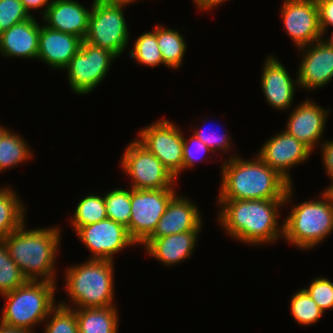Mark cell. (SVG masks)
<instances>
[{
  "mask_svg": "<svg viewBox=\"0 0 333 333\" xmlns=\"http://www.w3.org/2000/svg\"><path fill=\"white\" fill-rule=\"evenodd\" d=\"M293 190L291 185L285 200H217L219 225L229 237L243 244H273L283 239V222L279 225L280 211L292 202Z\"/></svg>",
  "mask_w": 333,
  "mask_h": 333,
  "instance_id": "6da1fadb",
  "label": "cell"
},
{
  "mask_svg": "<svg viewBox=\"0 0 333 333\" xmlns=\"http://www.w3.org/2000/svg\"><path fill=\"white\" fill-rule=\"evenodd\" d=\"M254 155L250 160L238 154L224 159L217 200H285L291 184Z\"/></svg>",
  "mask_w": 333,
  "mask_h": 333,
  "instance_id": "7a4b0ae2",
  "label": "cell"
},
{
  "mask_svg": "<svg viewBox=\"0 0 333 333\" xmlns=\"http://www.w3.org/2000/svg\"><path fill=\"white\" fill-rule=\"evenodd\" d=\"M61 233L58 225L30 230L24 223L3 242L10 257L28 280L56 283L55 264L61 245Z\"/></svg>",
  "mask_w": 333,
  "mask_h": 333,
  "instance_id": "3957f363",
  "label": "cell"
},
{
  "mask_svg": "<svg viewBox=\"0 0 333 333\" xmlns=\"http://www.w3.org/2000/svg\"><path fill=\"white\" fill-rule=\"evenodd\" d=\"M114 261L87 259L65 269V290L70 302L59 304L72 309L104 308L115 305Z\"/></svg>",
  "mask_w": 333,
  "mask_h": 333,
  "instance_id": "277c9868",
  "label": "cell"
},
{
  "mask_svg": "<svg viewBox=\"0 0 333 333\" xmlns=\"http://www.w3.org/2000/svg\"><path fill=\"white\" fill-rule=\"evenodd\" d=\"M57 283L28 280L10 293L2 295L5 305L0 323L9 327L35 332V326L46 322L50 311L57 305Z\"/></svg>",
  "mask_w": 333,
  "mask_h": 333,
  "instance_id": "5b68a950",
  "label": "cell"
},
{
  "mask_svg": "<svg viewBox=\"0 0 333 333\" xmlns=\"http://www.w3.org/2000/svg\"><path fill=\"white\" fill-rule=\"evenodd\" d=\"M283 221V240L301 250L316 248L333 233V207L319 199L293 205Z\"/></svg>",
  "mask_w": 333,
  "mask_h": 333,
  "instance_id": "8992f818",
  "label": "cell"
},
{
  "mask_svg": "<svg viewBox=\"0 0 333 333\" xmlns=\"http://www.w3.org/2000/svg\"><path fill=\"white\" fill-rule=\"evenodd\" d=\"M85 42L121 56L129 46L130 34L124 9L127 1L93 0Z\"/></svg>",
  "mask_w": 333,
  "mask_h": 333,
  "instance_id": "52a82bcc",
  "label": "cell"
},
{
  "mask_svg": "<svg viewBox=\"0 0 333 333\" xmlns=\"http://www.w3.org/2000/svg\"><path fill=\"white\" fill-rule=\"evenodd\" d=\"M116 58L112 52L83 40L77 53L63 69L67 72L71 91L83 96L93 92L106 78Z\"/></svg>",
  "mask_w": 333,
  "mask_h": 333,
  "instance_id": "ba28073f",
  "label": "cell"
},
{
  "mask_svg": "<svg viewBox=\"0 0 333 333\" xmlns=\"http://www.w3.org/2000/svg\"><path fill=\"white\" fill-rule=\"evenodd\" d=\"M120 167L131 179L133 189H176L177 180L162 162L136 139L125 148Z\"/></svg>",
  "mask_w": 333,
  "mask_h": 333,
  "instance_id": "9c48e42d",
  "label": "cell"
},
{
  "mask_svg": "<svg viewBox=\"0 0 333 333\" xmlns=\"http://www.w3.org/2000/svg\"><path fill=\"white\" fill-rule=\"evenodd\" d=\"M173 121L159 119L138 131L136 140L153 153L163 166L180 178L183 171V133Z\"/></svg>",
  "mask_w": 333,
  "mask_h": 333,
  "instance_id": "30bf717a",
  "label": "cell"
},
{
  "mask_svg": "<svg viewBox=\"0 0 333 333\" xmlns=\"http://www.w3.org/2000/svg\"><path fill=\"white\" fill-rule=\"evenodd\" d=\"M176 191L131 188V216L127 230L137 245L154 232L169 202L178 194Z\"/></svg>",
  "mask_w": 333,
  "mask_h": 333,
  "instance_id": "8fae6325",
  "label": "cell"
},
{
  "mask_svg": "<svg viewBox=\"0 0 333 333\" xmlns=\"http://www.w3.org/2000/svg\"><path fill=\"white\" fill-rule=\"evenodd\" d=\"M75 233L92 257L88 259L114 261L116 253L136 242L130 237L127 227L106 218L87 226H80Z\"/></svg>",
  "mask_w": 333,
  "mask_h": 333,
  "instance_id": "7c38bea8",
  "label": "cell"
},
{
  "mask_svg": "<svg viewBox=\"0 0 333 333\" xmlns=\"http://www.w3.org/2000/svg\"><path fill=\"white\" fill-rule=\"evenodd\" d=\"M280 11L285 32L297 49L321 40L316 0H283Z\"/></svg>",
  "mask_w": 333,
  "mask_h": 333,
  "instance_id": "4fadbf2b",
  "label": "cell"
},
{
  "mask_svg": "<svg viewBox=\"0 0 333 333\" xmlns=\"http://www.w3.org/2000/svg\"><path fill=\"white\" fill-rule=\"evenodd\" d=\"M312 152L307 145L283 130L270 137L256 154L293 185L290 169L308 161Z\"/></svg>",
  "mask_w": 333,
  "mask_h": 333,
  "instance_id": "5bb4252c",
  "label": "cell"
},
{
  "mask_svg": "<svg viewBox=\"0 0 333 333\" xmlns=\"http://www.w3.org/2000/svg\"><path fill=\"white\" fill-rule=\"evenodd\" d=\"M298 50L302 55L297 69L299 88L307 91L317 90L333 80L332 47L318 40Z\"/></svg>",
  "mask_w": 333,
  "mask_h": 333,
  "instance_id": "9a60e30c",
  "label": "cell"
},
{
  "mask_svg": "<svg viewBox=\"0 0 333 333\" xmlns=\"http://www.w3.org/2000/svg\"><path fill=\"white\" fill-rule=\"evenodd\" d=\"M285 130L288 134L303 142L312 151L320 146L321 138L326 130V122L329 109L316 104L315 101L307 99L295 106L290 111Z\"/></svg>",
  "mask_w": 333,
  "mask_h": 333,
  "instance_id": "2e32d148",
  "label": "cell"
},
{
  "mask_svg": "<svg viewBox=\"0 0 333 333\" xmlns=\"http://www.w3.org/2000/svg\"><path fill=\"white\" fill-rule=\"evenodd\" d=\"M262 65L261 88L265 101L273 109L288 111L293 106V99L296 88L298 89V79L293 80L281 61L273 54H269Z\"/></svg>",
  "mask_w": 333,
  "mask_h": 333,
  "instance_id": "e0dca14e",
  "label": "cell"
},
{
  "mask_svg": "<svg viewBox=\"0 0 333 333\" xmlns=\"http://www.w3.org/2000/svg\"><path fill=\"white\" fill-rule=\"evenodd\" d=\"M198 208L194 201L177 194L169 202L154 232L148 238H160L187 231H201L203 220Z\"/></svg>",
  "mask_w": 333,
  "mask_h": 333,
  "instance_id": "ac0fdd59",
  "label": "cell"
},
{
  "mask_svg": "<svg viewBox=\"0 0 333 333\" xmlns=\"http://www.w3.org/2000/svg\"><path fill=\"white\" fill-rule=\"evenodd\" d=\"M91 9L92 5L88 8L77 0H53L41 20L45 26L83 41L88 32Z\"/></svg>",
  "mask_w": 333,
  "mask_h": 333,
  "instance_id": "d6986e66",
  "label": "cell"
},
{
  "mask_svg": "<svg viewBox=\"0 0 333 333\" xmlns=\"http://www.w3.org/2000/svg\"><path fill=\"white\" fill-rule=\"evenodd\" d=\"M200 232L187 231L160 238H147L141 245L145 248L147 255L155 258L162 265L176 266L192 257Z\"/></svg>",
  "mask_w": 333,
  "mask_h": 333,
  "instance_id": "ffe728a7",
  "label": "cell"
},
{
  "mask_svg": "<svg viewBox=\"0 0 333 333\" xmlns=\"http://www.w3.org/2000/svg\"><path fill=\"white\" fill-rule=\"evenodd\" d=\"M81 42L77 36L41 25L37 59L51 69L63 71L79 50Z\"/></svg>",
  "mask_w": 333,
  "mask_h": 333,
  "instance_id": "44dd1931",
  "label": "cell"
},
{
  "mask_svg": "<svg viewBox=\"0 0 333 333\" xmlns=\"http://www.w3.org/2000/svg\"><path fill=\"white\" fill-rule=\"evenodd\" d=\"M40 22L31 18L14 24L0 34V56L36 59L38 55V42Z\"/></svg>",
  "mask_w": 333,
  "mask_h": 333,
  "instance_id": "7402d4cb",
  "label": "cell"
},
{
  "mask_svg": "<svg viewBox=\"0 0 333 333\" xmlns=\"http://www.w3.org/2000/svg\"><path fill=\"white\" fill-rule=\"evenodd\" d=\"M118 313L116 305L75 309L79 333H118Z\"/></svg>",
  "mask_w": 333,
  "mask_h": 333,
  "instance_id": "603a6c76",
  "label": "cell"
},
{
  "mask_svg": "<svg viewBox=\"0 0 333 333\" xmlns=\"http://www.w3.org/2000/svg\"><path fill=\"white\" fill-rule=\"evenodd\" d=\"M19 196L9 186L0 188V241L26 223L27 207Z\"/></svg>",
  "mask_w": 333,
  "mask_h": 333,
  "instance_id": "cb8c5ba5",
  "label": "cell"
},
{
  "mask_svg": "<svg viewBox=\"0 0 333 333\" xmlns=\"http://www.w3.org/2000/svg\"><path fill=\"white\" fill-rule=\"evenodd\" d=\"M157 43L166 67L179 69L188 48L183 35L177 29L157 25Z\"/></svg>",
  "mask_w": 333,
  "mask_h": 333,
  "instance_id": "d4e9b609",
  "label": "cell"
},
{
  "mask_svg": "<svg viewBox=\"0 0 333 333\" xmlns=\"http://www.w3.org/2000/svg\"><path fill=\"white\" fill-rule=\"evenodd\" d=\"M8 130L0 140V173L10 168L19 166L33 158L32 150L27 141Z\"/></svg>",
  "mask_w": 333,
  "mask_h": 333,
  "instance_id": "484cf974",
  "label": "cell"
},
{
  "mask_svg": "<svg viewBox=\"0 0 333 333\" xmlns=\"http://www.w3.org/2000/svg\"><path fill=\"white\" fill-rule=\"evenodd\" d=\"M106 218L108 217L104 196L91 193L85 195L78 202L69 223H71L72 229L76 231L80 226L94 224Z\"/></svg>",
  "mask_w": 333,
  "mask_h": 333,
  "instance_id": "4316f807",
  "label": "cell"
},
{
  "mask_svg": "<svg viewBox=\"0 0 333 333\" xmlns=\"http://www.w3.org/2000/svg\"><path fill=\"white\" fill-rule=\"evenodd\" d=\"M129 53V57L134 59L133 61H136L137 64L151 68L160 65L166 66L163 63L157 43V25L151 31L143 32L139 35Z\"/></svg>",
  "mask_w": 333,
  "mask_h": 333,
  "instance_id": "83f0119b",
  "label": "cell"
},
{
  "mask_svg": "<svg viewBox=\"0 0 333 333\" xmlns=\"http://www.w3.org/2000/svg\"><path fill=\"white\" fill-rule=\"evenodd\" d=\"M291 297L290 312L300 326L306 327L318 323L325 313L303 288L297 290Z\"/></svg>",
  "mask_w": 333,
  "mask_h": 333,
  "instance_id": "f1b7e54d",
  "label": "cell"
},
{
  "mask_svg": "<svg viewBox=\"0 0 333 333\" xmlns=\"http://www.w3.org/2000/svg\"><path fill=\"white\" fill-rule=\"evenodd\" d=\"M109 219L129 226L131 216V188H116L103 194Z\"/></svg>",
  "mask_w": 333,
  "mask_h": 333,
  "instance_id": "f546056e",
  "label": "cell"
},
{
  "mask_svg": "<svg viewBox=\"0 0 333 333\" xmlns=\"http://www.w3.org/2000/svg\"><path fill=\"white\" fill-rule=\"evenodd\" d=\"M28 279L12 260L3 241H0V296L10 293Z\"/></svg>",
  "mask_w": 333,
  "mask_h": 333,
  "instance_id": "4dcf8cb0",
  "label": "cell"
},
{
  "mask_svg": "<svg viewBox=\"0 0 333 333\" xmlns=\"http://www.w3.org/2000/svg\"><path fill=\"white\" fill-rule=\"evenodd\" d=\"M46 321L44 333H79L75 309L70 307L57 303Z\"/></svg>",
  "mask_w": 333,
  "mask_h": 333,
  "instance_id": "1f68e13d",
  "label": "cell"
},
{
  "mask_svg": "<svg viewBox=\"0 0 333 333\" xmlns=\"http://www.w3.org/2000/svg\"><path fill=\"white\" fill-rule=\"evenodd\" d=\"M303 289L324 312L333 309V282L330 279L316 277Z\"/></svg>",
  "mask_w": 333,
  "mask_h": 333,
  "instance_id": "d6a6232c",
  "label": "cell"
},
{
  "mask_svg": "<svg viewBox=\"0 0 333 333\" xmlns=\"http://www.w3.org/2000/svg\"><path fill=\"white\" fill-rule=\"evenodd\" d=\"M32 16L27 12L21 0H0V34L14 24L23 22Z\"/></svg>",
  "mask_w": 333,
  "mask_h": 333,
  "instance_id": "836d02e7",
  "label": "cell"
},
{
  "mask_svg": "<svg viewBox=\"0 0 333 333\" xmlns=\"http://www.w3.org/2000/svg\"><path fill=\"white\" fill-rule=\"evenodd\" d=\"M216 124V123H215ZM207 126V125H206ZM205 126V127H206ZM193 128V135H195L198 139H200L209 149L215 152H228L229 149H231L232 138L229 136L228 132L223 130L222 133L219 134V131L214 130L212 127L209 130H206L205 128ZM216 127V126H215Z\"/></svg>",
  "mask_w": 333,
  "mask_h": 333,
  "instance_id": "e575fe53",
  "label": "cell"
},
{
  "mask_svg": "<svg viewBox=\"0 0 333 333\" xmlns=\"http://www.w3.org/2000/svg\"><path fill=\"white\" fill-rule=\"evenodd\" d=\"M209 152L212 153L213 151L195 135L192 134L190 138L186 139L183 133V171L193 168L197 161L202 162L204 159H209V157H204Z\"/></svg>",
  "mask_w": 333,
  "mask_h": 333,
  "instance_id": "d590c367",
  "label": "cell"
},
{
  "mask_svg": "<svg viewBox=\"0 0 333 333\" xmlns=\"http://www.w3.org/2000/svg\"><path fill=\"white\" fill-rule=\"evenodd\" d=\"M319 9V25L322 37L333 27V0H316Z\"/></svg>",
  "mask_w": 333,
  "mask_h": 333,
  "instance_id": "8d00e7d4",
  "label": "cell"
},
{
  "mask_svg": "<svg viewBox=\"0 0 333 333\" xmlns=\"http://www.w3.org/2000/svg\"><path fill=\"white\" fill-rule=\"evenodd\" d=\"M320 145L324 170L329 179H333V140H323Z\"/></svg>",
  "mask_w": 333,
  "mask_h": 333,
  "instance_id": "74e56055",
  "label": "cell"
},
{
  "mask_svg": "<svg viewBox=\"0 0 333 333\" xmlns=\"http://www.w3.org/2000/svg\"><path fill=\"white\" fill-rule=\"evenodd\" d=\"M21 2L30 15H32L31 10L34 11L43 8V10L39 12L40 15L43 16L53 0H21Z\"/></svg>",
  "mask_w": 333,
  "mask_h": 333,
  "instance_id": "f35d334b",
  "label": "cell"
},
{
  "mask_svg": "<svg viewBox=\"0 0 333 333\" xmlns=\"http://www.w3.org/2000/svg\"><path fill=\"white\" fill-rule=\"evenodd\" d=\"M196 8L200 11H211L210 9H214L227 0H192Z\"/></svg>",
  "mask_w": 333,
  "mask_h": 333,
  "instance_id": "ab89813d",
  "label": "cell"
},
{
  "mask_svg": "<svg viewBox=\"0 0 333 333\" xmlns=\"http://www.w3.org/2000/svg\"><path fill=\"white\" fill-rule=\"evenodd\" d=\"M331 183L328 184V187L324 189L322 193H320L326 201L333 207V179H330Z\"/></svg>",
  "mask_w": 333,
  "mask_h": 333,
  "instance_id": "60d3db41",
  "label": "cell"
},
{
  "mask_svg": "<svg viewBox=\"0 0 333 333\" xmlns=\"http://www.w3.org/2000/svg\"><path fill=\"white\" fill-rule=\"evenodd\" d=\"M0 333H35L21 328L9 327L0 323Z\"/></svg>",
  "mask_w": 333,
  "mask_h": 333,
  "instance_id": "b9f144b4",
  "label": "cell"
},
{
  "mask_svg": "<svg viewBox=\"0 0 333 333\" xmlns=\"http://www.w3.org/2000/svg\"><path fill=\"white\" fill-rule=\"evenodd\" d=\"M321 41H323L327 46L332 47L333 48V31H332V35L330 36V38H325L321 37Z\"/></svg>",
  "mask_w": 333,
  "mask_h": 333,
  "instance_id": "7bdbcfd3",
  "label": "cell"
},
{
  "mask_svg": "<svg viewBox=\"0 0 333 333\" xmlns=\"http://www.w3.org/2000/svg\"><path fill=\"white\" fill-rule=\"evenodd\" d=\"M9 130V128L4 127L0 124V140L4 136V134Z\"/></svg>",
  "mask_w": 333,
  "mask_h": 333,
  "instance_id": "ee69618b",
  "label": "cell"
},
{
  "mask_svg": "<svg viewBox=\"0 0 333 333\" xmlns=\"http://www.w3.org/2000/svg\"><path fill=\"white\" fill-rule=\"evenodd\" d=\"M103 1H127V2H131V3H135L136 1H140V0H103Z\"/></svg>",
  "mask_w": 333,
  "mask_h": 333,
  "instance_id": "f6af8a7d",
  "label": "cell"
}]
</instances>
